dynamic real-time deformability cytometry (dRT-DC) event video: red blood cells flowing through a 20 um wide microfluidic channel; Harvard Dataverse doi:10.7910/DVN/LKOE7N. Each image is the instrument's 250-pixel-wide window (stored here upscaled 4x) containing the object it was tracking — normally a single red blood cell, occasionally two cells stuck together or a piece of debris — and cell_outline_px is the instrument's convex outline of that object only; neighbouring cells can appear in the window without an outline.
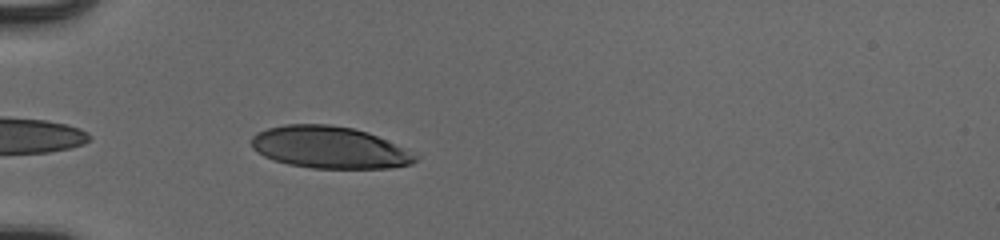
{"species": "human", "species_latin": "Homo sapiens", "temperature_condition": "cold", "stored_images_in_passage": 25, "camera_frame_rate_fps": 3000, "um_per_image_px": 0.085, "donor": {"sex": "male"}, "frame": {"image": 1, "passage_image": 2, "time_ms": 0.333, "image_size_px": [1000, 240], "cell_outline_px": [[420, 156], [412, 164], [388, 168], [312, 168], [288, 164], [264, 156], [252, 148], [252, 136], [256, 132], [268, 128], [284, 124], [328, 124], [352, 128], [368, 132]], "centroid_in_image_um": [27.98, 12.53], "position_along_channel_um": 57.0, "area_um2": 39.88}}
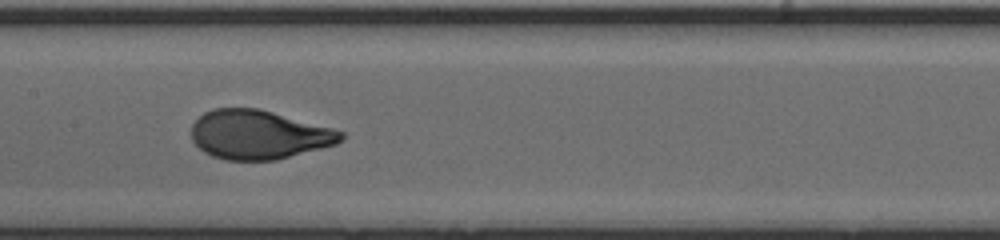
{"frame": {"image": 2, "passage_image": 13, "time_ms": 4.0, "image_size_px": [1000, 240], "cell_outline_px": [[344, 140], [336, 144], [276, 160], [224, 160], [212, 156], [204, 152], [192, 140], [192, 124], [204, 112], [212, 108], [260, 108], [332, 128], [344, 132]], "centroid_in_image_um": [21.99, 11.44], "position_along_channel_um": 185.4, "area_um2": 42.77}}
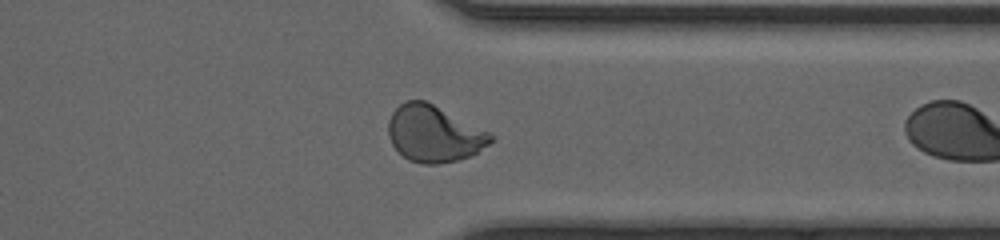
{"frame": {"image": 3, "passage_image": 24, "time_ms": 7.667, "image_size_px": [1000, 240], "cell_outline_px": [[496, 136], [488, 144], [476, 152], [468, 156], [456, 160], [436, 164], [420, 164], [408, 160], [392, 144], [388, 136], [388, 120], [392, 112], [404, 100], [424, 100]], "centroid_in_image_um": [36.83, 11.37], "position_along_channel_um": 374.6, "area_um2": 33.18}}